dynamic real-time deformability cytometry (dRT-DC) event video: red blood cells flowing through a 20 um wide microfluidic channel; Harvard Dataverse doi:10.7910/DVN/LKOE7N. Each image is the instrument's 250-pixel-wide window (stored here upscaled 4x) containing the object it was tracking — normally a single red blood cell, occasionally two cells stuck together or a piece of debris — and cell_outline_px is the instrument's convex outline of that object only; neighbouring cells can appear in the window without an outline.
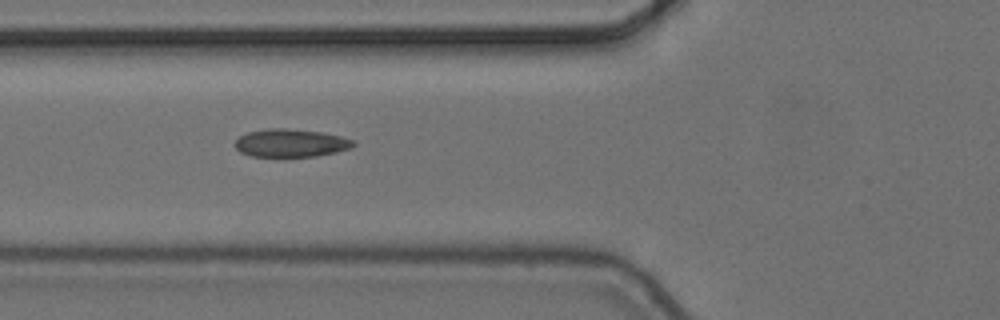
{"species": "common noctule bat (a hibernating species)", "species_latin": "Nyctalus noctula", "temperature_condition": "cold", "stored_images_in_passage": 10, "camera_frame_rate_fps": 3000, "um_per_image_px": 0.085, "animal": {"sex": "female", "body_mass_g": 24.6, "forearm_length_mm": 56.2}, "frame": {"image": 1, "passage_image": 5, "time_ms": 1.333, "image_size_px": [1000, 320], "cell_outline_px": [[356, 144], [352, 148], [336, 152], [316, 156], [252, 156], [240, 152], [236, 148], [236, 140], [240, 136], [248, 132], [272, 128], [284, 128], [320, 132], [340, 136], [356, 140]], "centroid_in_image_um": [24.76, 12.16], "position_along_channel_um": 101.0, "area_um2": 19.13}}
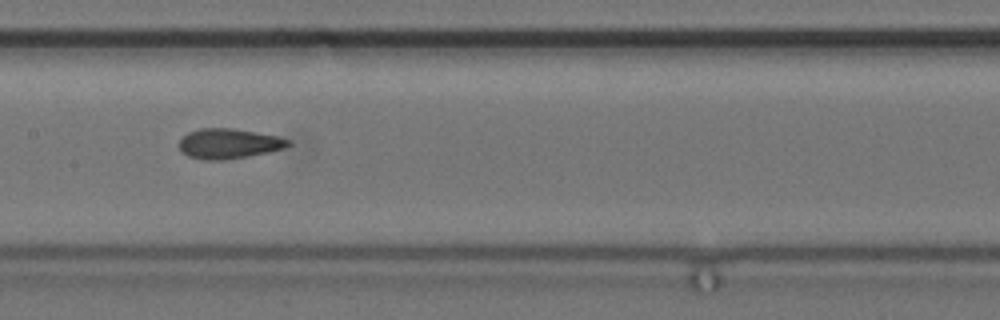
{"frame": {"image": 2, "passage_image": 7, "time_ms": 2.0, "image_size_px": [1000, 320], "cell_outline_px": [[292, 144], [284, 148], [268, 152], [248, 156], [224, 160], [204, 160], [188, 156], [180, 152], [180, 140], [188, 132], [200, 128], [232, 128], [280, 136], [292, 140]], "centroid_in_image_um": [19.47, 12.2], "position_along_channel_um": 187.9, "area_um2": 19.25}}
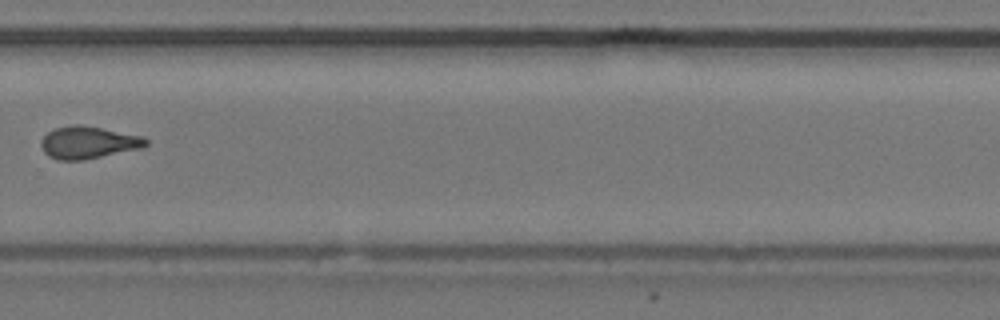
{"frame": {"image": 3, "passage_image": 10, "time_ms": 3.0, "image_size_px": [1000, 320], "cell_outline_px": [[148, 144], [140, 148], [84, 160], [56, 160], [48, 156], [44, 152], [40, 144], [40, 140], [48, 132], [56, 128], [72, 124], [80, 124], [144, 136], [148, 140]], "centroid_in_image_um": [7.48, 12.11], "position_along_channel_um": 322.3, "area_um2": 19.77}}